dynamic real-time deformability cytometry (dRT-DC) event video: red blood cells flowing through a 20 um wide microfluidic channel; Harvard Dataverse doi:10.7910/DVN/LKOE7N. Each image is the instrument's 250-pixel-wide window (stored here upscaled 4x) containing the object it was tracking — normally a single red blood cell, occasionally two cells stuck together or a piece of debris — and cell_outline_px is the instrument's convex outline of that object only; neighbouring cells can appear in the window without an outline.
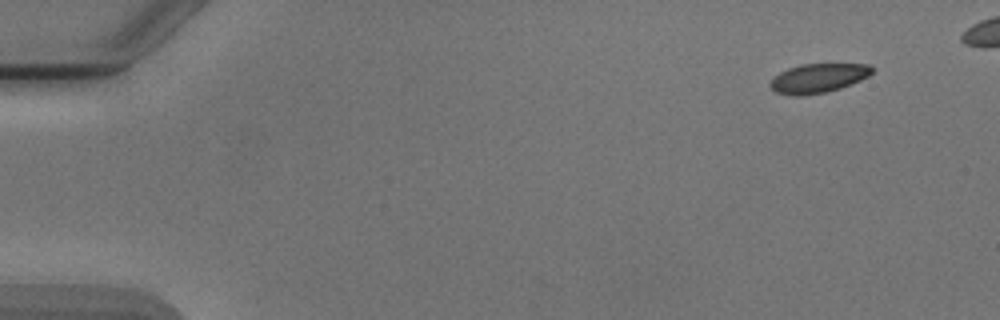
{"species": "Egyptian fruit bat (a non-hibernating species)", "species_latin": "Rousettus aegyptiacus", "temperature_condition": "cold", "stored_images_in_passage": 5, "camera_frame_rate_fps": 3000, "um_per_image_px": 0.085, "animal": {"sex": "male"}, "frame": {"image": 1, "passage_image": 1, "time_ms": 0.0, "image_size_px": [1000, 320], "cell_outline_px": [[872, 72], [868, 76], [860, 80], [840, 88], [824, 92], [800, 96], [792, 96], [776, 92], [768, 84], [780, 72], [788, 68], [800, 64], [868, 64], [872, 68]], "centroid_in_image_um": [69.52, 6.64], "position_along_channel_um": 15.5, "area_um2": 17.11}}